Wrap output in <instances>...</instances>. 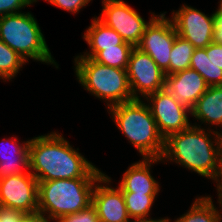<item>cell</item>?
<instances>
[{
  "mask_svg": "<svg viewBox=\"0 0 222 222\" xmlns=\"http://www.w3.org/2000/svg\"><path fill=\"white\" fill-rule=\"evenodd\" d=\"M62 134L51 132L29 142V171L38 181L100 178L101 172L79 149H73Z\"/></svg>",
  "mask_w": 222,
  "mask_h": 222,
  "instance_id": "1",
  "label": "cell"
},
{
  "mask_svg": "<svg viewBox=\"0 0 222 222\" xmlns=\"http://www.w3.org/2000/svg\"><path fill=\"white\" fill-rule=\"evenodd\" d=\"M195 124L169 135L164 140L161 160L175 162L215 182L221 169L218 152L219 131L209 128L207 130Z\"/></svg>",
  "mask_w": 222,
  "mask_h": 222,
  "instance_id": "2",
  "label": "cell"
},
{
  "mask_svg": "<svg viewBox=\"0 0 222 222\" xmlns=\"http://www.w3.org/2000/svg\"><path fill=\"white\" fill-rule=\"evenodd\" d=\"M142 100L119 103L108 108V113L142 158H161L165 139L157 129L147 102Z\"/></svg>",
  "mask_w": 222,
  "mask_h": 222,
  "instance_id": "3",
  "label": "cell"
},
{
  "mask_svg": "<svg viewBox=\"0 0 222 222\" xmlns=\"http://www.w3.org/2000/svg\"><path fill=\"white\" fill-rule=\"evenodd\" d=\"M98 179L38 181V211L48 221L81 211L92 203V192Z\"/></svg>",
  "mask_w": 222,
  "mask_h": 222,
  "instance_id": "4",
  "label": "cell"
},
{
  "mask_svg": "<svg viewBox=\"0 0 222 222\" xmlns=\"http://www.w3.org/2000/svg\"><path fill=\"white\" fill-rule=\"evenodd\" d=\"M74 63L79 84L98 99H104L107 109L134 100L127 70L102 65L89 57H75Z\"/></svg>",
  "mask_w": 222,
  "mask_h": 222,
  "instance_id": "5",
  "label": "cell"
},
{
  "mask_svg": "<svg viewBox=\"0 0 222 222\" xmlns=\"http://www.w3.org/2000/svg\"><path fill=\"white\" fill-rule=\"evenodd\" d=\"M0 39L26 62L30 58L58 68L37 20L30 12L0 17Z\"/></svg>",
  "mask_w": 222,
  "mask_h": 222,
  "instance_id": "6",
  "label": "cell"
},
{
  "mask_svg": "<svg viewBox=\"0 0 222 222\" xmlns=\"http://www.w3.org/2000/svg\"><path fill=\"white\" fill-rule=\"evenodd\" d=\"M102 4V13L97 18L134 47L140 42L146 27L157 16L152 13L150 20L146 22L124 0H102Z\"/></svg>",
  "mask_w": 222,
  "mask_h": 222,
  "instance_id": "7",
  "label": "cell"
},
{
  "mask_svg": "<svg viewBox=\"0 0 222 222\" xmlns=\"http://www.w3.org/2000/svg\"><path fill=\"white\" fill-rule=\"evenodd\" d=\"M165 14H158L150 22L136 47L147 53L167 76L170 75L171 50L178 35L172 20Z\"/></svg>",
  "mask_w": 222,
  "mask_h": 222,
  "instance_id": "8",
  "label": "cell"
},
{
  "mask_svg": "<svg viewBox=\"0 0 222 222\" xmlns=\"http://www.w3.org/2000/svg\"><path fill=\"white\" fill-rule=\"evenodd\" d=\"M216 19L215 13L208 16L184 4L176 12L173 10L171 17L177 35L195 49L206 48L214 42Z\"/></svg>",
  "mask_w": 222,
  "mask_h": 222,
  "instance_id": "9",
  "label": "cell"
},
{
  "mask_svg": "<svg viewBox=\"0 0 222 222\" xmlns=\"http://www.w3.org/2000/svg\"><path fill=\"white\" fill-rule=\"evenodd\" d=\"M152 116L156 121L160 135L166 139L173 133H178L188 128V115L191 110L184 104L178 102L165 89L148 95L146 98Z\"/></svg>",
  "mask_w": 222,
  "mask_h": 222,
  "instance_id": "10",
  "label": "cell"
},
{
  "mask_svg": "<svg viewBox=\"0 0 222 222\" xmlns=\"http://www.w3.org/2000/svg\"><path fill=\"white\" fill-rule=\"evenodd\" d=\"M126 70L133 99H145L164 89L165 73L147 53L137 47L130 53Z\"/></svg>",
  "mask_w": 222,
  "mask_h": 222,
  "instance_id": "11",
  "label": "cell"
},
{
  "mask_svg": "<svg viewBox=\"0 0 222 222\" xmlns=\"http://www.w3.org/2000/svg\"><path fill=\"white\" fill-rule=\"evenodd\" d=\"M0 207L22 213L38 211V180L30 171L0 178Z\"/></svg>",
  "mask_w": 222,
  "mask_h": 222,
  "instance_id": "12",
  "label": "cell"
},
{
  "mask_svg": "<svg viewBox=\"0 0 222 222\" xmlns=\"http://www.w3.org/2000/svg\"><path fill=\"white\" fill-rule=\"evenodd\" d=\"M111 181L106 174L97 180L92 192V204L100 222H126L129 215L122 190L109 186Z\"/></svg>",
  "mask_w": 222,
  "mask_h": 222,
  "instance_id": "13",
  "label": "cell"
},
{
  "mask_svg": "<svg viewBox=\"0 0 222 222\" xmlns=\"http://www.w3.org/2000/svg\"><path fill=\"white\" fill-rule=\"evenodd\" d=\"M208 87L204 78L191 68L165 76L164 89L190 110Z\"/></svg>",
  "mask_w": 222,
  "mask_h": 222,
  "instance_id": "14",
  "label": "cell"
},
{
  "mask_svg": "<svg viewBox=\"0 0 222 222\" xmlns=\"http://www.w3.org/2000/svg\"><path fill=\"white\" fill-rule=\"evenodd\" d=\"M161 158H142L133 163L119 183L122 192H133L144 195H157L160 192V184L151 175L150 167L152 163L161 162Z\"/></svg>",
  "mask_w": 222,
  "mask_h": 222,
  "instance_id": "15",
  "label": "cell"
},
{
  "mask_svg": "<svg viewBox=\"0 0 222 222\" xmlns=\"http://www.w3.org/2000/svg\"><path fill=\"white\" fill-rule=\"evenodd\" d=\"M11 138L12 139H8L10 141V146L8 145L9 147L6 146L5 149L3 145L0 146V178L29 172L30 140H27L21 144L19 141H17L18 139L16 137L15 139L14 137ZM4 140L9 143L7 139L4 138ZM5 141H1L0 144L5 143Z\"/></svg>",
  "mask_w": 222,
  "mask_h": 222,
  "instance_id": "16",
  "label": "cell"
},
{
  "mask_svg": "<svg viewBox=\"0 0 222 222\" xmlns=\"http://www.w3.org/2000/svg\"><path fill=\"white\" fill-rule=\"evenodd\" d=\"M83 39L90 47V52H84L83 55L81 54L76 57H89L93 59L100 51L116 47L124 42L114 29L106 26L97 16L93 18L91 25L85 31Z\"/></svg>",
  "mask_w": 222,
  "mask_h": 222,
  "instance_id": "17",
  "label": "cell"
},
{
  "mask_svg": "<svg viewBox=\"0 0 222 222\" xmlns=\"http://www.w3.org/2000/svg\"><path fill=\"white\" fill-rule=\"evenodd\" d=\"M191 115L201 124L222 127V86H210L191 109Z\"/></svg>",
  "mask_w": 222,
  "mask_h": 222,
  "instance_id": "18",
  "label": "cell"
},
{
  "mask_svg": "<svg viewBox=\"0 0 222 222\" xmlns=\"http://www.w3.org/2000/svg\"><path fill=\"white\" fill-rule=\"evenodd\" d=\"M190 68L196 70L208 86H222V69L212 60V43L206 48L195 49Z\"/></svg>",
  "mask_w": 222,
  "mask_h": 222,
  "instance_id": "19",
  "label": "cell"
},
{
  "mask_svg": "<svg viewBox=\"0 0 222 222\" xmlns=\"http://www.w3.org/2000/svg\"><path fill=\"white\" fill-rule=\"evenodd\" d=\"M213 203L210 196L197 197L192 203L190 210L174 222H221V212Z\"/></svg>",
  "mask_w": 222,
  "mask_h": 222,
  "instance_id": "20",
  "label": "cell"
},
{
  "mask_svg": "<svg viewBox=\"0 0 222 222\" xmlns=\"http://www.w3.org/2000/svg\"><path fill=\"white\" fill-rule=\"evenodd\" d=\"M133 48L132 44L124 41L121 45L100 51L93 60L102 65L126 70Z\"/></svg>",
  "mask_w": 222,
  "mask_h": 222,
  "instance_id": "21",
  "label": "cell"
},
{
  "mask_svg": "<svg viewBox=\"0 0 222 222\" xmlns=\"http://www.w3.org/2000/svg\"><path fill=\"white\" fill-rule=\"evenodd\" d=\"M24 63L27 62L0 39V78L4 81L13 79Z\"/></svg>",
  "mask_w": 222,
  "mask_h": 222,
  "instance_id": "22",
  "label": "cell"
},
{
  "mask_svg": "<svg viewBox=\"0 0 222 222\" xmlns=\"http://www.w3.org/2000/svg\"><path fill=\"white\" fill-rule=\"evenodd\" d=\"M194 50L191 43L177 36L170 54V74L190 68Z\"/></svg>",
  "mask_w": 222,
  "mask_h": 222,
  "instance_id": "23",
  "label": "cell"
},
{
  "mask_svg": "<svg viewBox=\"0 0 222 222\" xmlns=\"http://www.w3.org/2000/svg\"><path fill=\"white\" fill-rule=\"evenodd\" d=\"M129 217L150 218V210L156 195H144L133 192H122Z\"/></svg>",
  "mask_w": 222,
  "mask_h": 222,
  "instance_id": "24",
  "label": "cell"
},
{
  "mask_svg": "<svg viewBox=\"0 0 222 222\" xmlns=\"http://www.w3.org/2000/svg\"><path fill=\"white\" fill-rule=\"evenodd\" d=\"M0 218H5V222H51L39 211L34 213H22L18 210L3 207H0Z\"/></svg>",
  "mask_w": 222,
  "mask_h": 222,
  "instance_id": "25",
  "label": "cell"
},
{
  "mask_svg": "<svg viewBox=\"0 0 222 222\" xmlns=\"http://www.w3.org/2000/svg\"><path fill=\"white\" fill-rule=\"evenodd\" d=\"M56 222H100V220L96 208L91 203L79 212L61 216Z\"/></svg>",
  "mask_w": 222,
  "mask_h": 222,
  "instance_id": "26",
  "label": "cell"
},
{
  "mask_svg": "<svg viewBox=\"0 0 222 222\" xmlns=\"http://www.w3.org/2000/svg\"><path fill=\"white\" fill-rule=\"evenodd\" d=\"M38 0H0V17L21 12V9L30 6ZM20 10V11H19Z\"/></svg>",
  "mask_w": 222,
  "mask_h": 222,
  "instance_id": "27",
  "label": "cell"
},
{
  "mask_svg": "<svg viewBox=\"0 0 222 222\" xmlns=\"http://www.w3.org/2000/svg\"><path fill=\"white\" fill-rule=\"evenodd\" d=\"M52 5L62 8L71 13H78L80 10L90 3L91 0H45Z\"/></svg>",
  "mask_w": 222,
  "mask_h": 222,
  "instance_id": "28",
  "label": "cell"
},
{
  "mask_svg": "<svg viewBox=\"0 0 222 222\" xmlns=\"http://www.w3.org/2000/svg\"><path fill=\"white\" fill-rule=\"evenodd\" d=\"M212 60L222 69V44L212 42Z\"/></svg>",
  "mask_w": 222,
  "mask_h": 222,
  "instance_id": "29",
  "label": "cell"
},
{
  "mask_svg": "<svg viewBox=\"0 0 222 222\" xmlns=\"http://www.w3.org/2000/svg\"><path fill=\"white\" fill-rule=\"evenodd\" d=\"M134 219V220H133ZM126 222H169V218H160V219H152V218H144V217H129Z\"/></svg>",
  "mask_w": 222,
  "mask_h": 222,
  "instance_id": "30",
  "label": "cell"
},
{
  "mask_svg": "<svg viewBox=\"0 0 222 222\" xmlns=\"http://www.w3.org/2000/svg\"><path fill=\"white\" fill-rule=\"evenodd\" d=\"M214 42L222 44V19H216Z\"/></svg>",
  "mask_w": 222,
  "mask_h": 222,
  "instance_id": "31",
  "label": "cell"
},
{
  "mask_svg": "<svg viewBox=\"0 0 222 222\" xmlns=\"http://www.w3.org/2000/svg\"><path fill=\"white\" fill-rule=\"evenodd\" d=\"M216 182V188L218 190V203L221 206L222 209V169H220Z\"/></svg>",
  "mask_w": 222,
  "mask_h": 222,
  "instance_id": "32",
  "label": "cell"
},
{
  "mask_svg": "<svg viewBox=\"0 0 222 222\" xmlns=\"http://www.w3.org/2000/svg\"><path fill=\"white\" fill-rule=\"evenodd\" d=\"M220 132L218 136V152H219V164L220 168L222 169V131Z\"/></svg>",
  "mask_w": 222,
  "mask_h": 222,
  "instance_id": "33",
  "label": "cell"
},
{
  "mask_svg": "<svg viewBox=\"0 0 222 222\" xmlns=\"http://www.w3.org/2000/svg\"><path fill=\"white\" fill-rule=\"evenodd\" d=\"M214 13L217 19H222V0H220L219 7Z\"/></svg>",
  "mask_w": 222,
  "mask_h": 222,
  "instance_id": "34",
  "label": "cell"
},
{
  "mask_svg": "<svg viewBox=\"0 0 222 222\" xmlns=\"http://www.w3.org/2000/svg\"><path fill=\"white\" fill-rule=\"evenodd\" d=\"M0 222H5V218H0Z\"/></svg>",
  "mask_w": 222,
  "mask_h": 222,
  "instance_id": "35",
  "label": "cell"
}]
</instances>
